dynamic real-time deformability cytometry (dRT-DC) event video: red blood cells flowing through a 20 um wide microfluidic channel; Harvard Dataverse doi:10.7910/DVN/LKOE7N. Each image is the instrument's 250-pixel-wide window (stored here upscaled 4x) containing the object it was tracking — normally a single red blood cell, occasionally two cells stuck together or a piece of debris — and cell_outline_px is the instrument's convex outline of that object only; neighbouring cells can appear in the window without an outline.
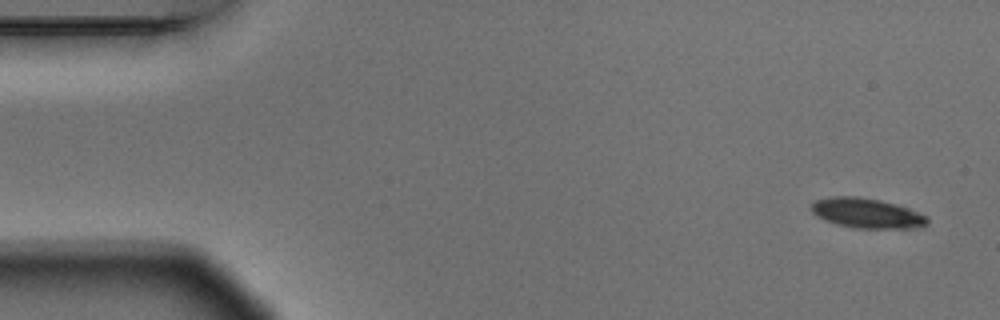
{"species": "Egyptian fruit bat (a non-hibernating species)", "species_latin": "Rousettus aegyptiacus", "temperature_condition": "warm", "stored_images_in_passage": 4, "camera_frame_rate_fps": 3000, "um_per_image_px": 0.085, "animal": {"sex": "male"}, "frame": {"image": 1, "passage_image": 1, "time_ms": 0.0, "image_size_px": [1000, 320], "cell_outline_px": [[928, 220], [924, 224], [908, 228], [852, 228], [836, 224], [824, 220], [812, 212], [812, 204], [816, 200], [832, 196], [856, 196], [880, 200], [904, 208], [924, 216]], "centroid_in_image_um": [73.56, 18.12], "position_along_channel_um": 11.4, "area_um2": 19.54}}
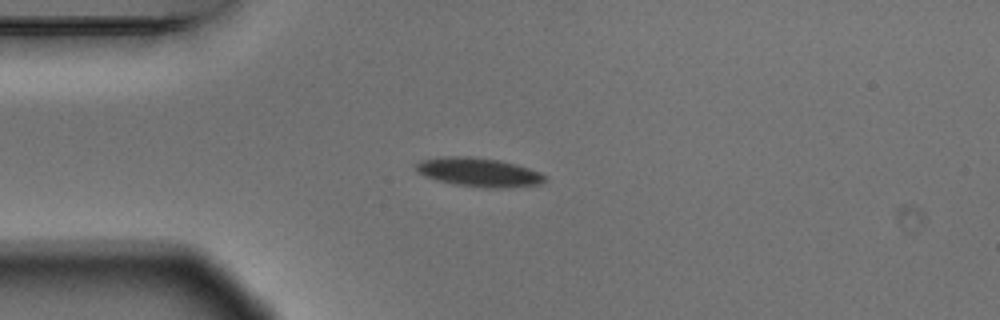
{"frame": {"image": 2, "passage_image": 4, "time_ms": 1.0, "image_size_px": [1000, 320], "cell_outline_px": [[548, 180], [540, 184], [500, 188], [484, 188], [452, 184], [436, 180], [424, 176], [416, 172], [416, 164], [420, 160], [444, 156], [468, 156], [500, 160], [528, 168], [540, 172], [548, 176]], "centroid_in_image_um": [40.69, 14.64], "position_along_channel_um": 44.3, "area_um2": 21.91}}